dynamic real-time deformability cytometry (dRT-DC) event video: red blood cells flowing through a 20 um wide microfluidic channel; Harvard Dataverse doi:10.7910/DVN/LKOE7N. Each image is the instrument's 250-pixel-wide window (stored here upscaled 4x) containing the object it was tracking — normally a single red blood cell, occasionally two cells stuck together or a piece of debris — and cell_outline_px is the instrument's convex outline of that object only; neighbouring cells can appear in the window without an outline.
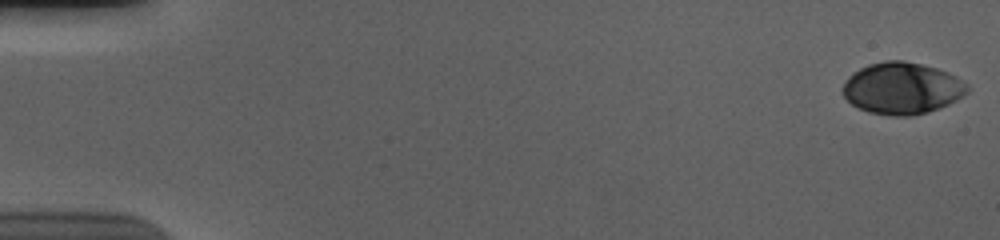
{"species": "human", "species_latin": "Homo sapiens", "temperature_condition": "cold", "stored_images_in_passage": 56, "camera_frame_rate_fps": 3000, "um_per_image_px": 0.085, "donor": {"sex": "male"}, "frame": {"image": 1, "passage_image": 1, "time_ms": 0.0, "image_size_px": [1000, 240], "cell_outline_px": [[968, 92], [956, 100], [940, 108], [928, 112], [908, 116], [892, 116], [868, 112], [852, 104], [844, 96], [844, 84], [848, 76], [852, 72], [868, 64], [884, 60], [904, 60], [936, 68], [948, 72], [956, 76], [968, 84]], "centroid_in_image_um": [76.68, 7.5], "position_along_channel_um": 8.3, "area_um2": 37.57}}
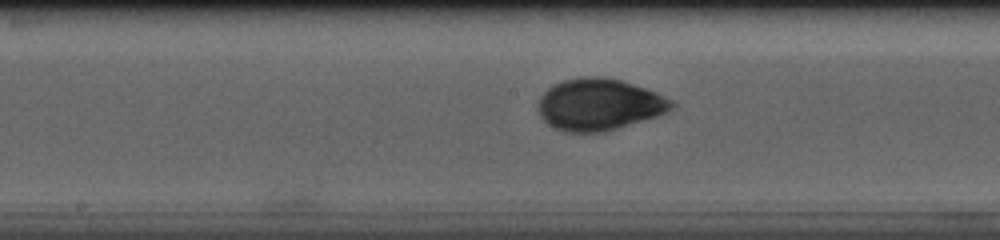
{"frame": {"image": 2, "passage_image": 30, "time_ms": 9.667, "image_size_px": [1000, 240], "cell_outline_px": [[676, 104], [672, 108], [656, 116], [604, 132], [564, 132], [548, 124], [540, 116], [536, 108], [540, 96], [552, 84], [564, 80], [580, 76], [604, 76], [620, 80], [656, 92], [672, 100]], "centroid_in_image_um": [50.88, 8.87], "position_along_channel_um": 197.3, "area_um2": 40.23}}
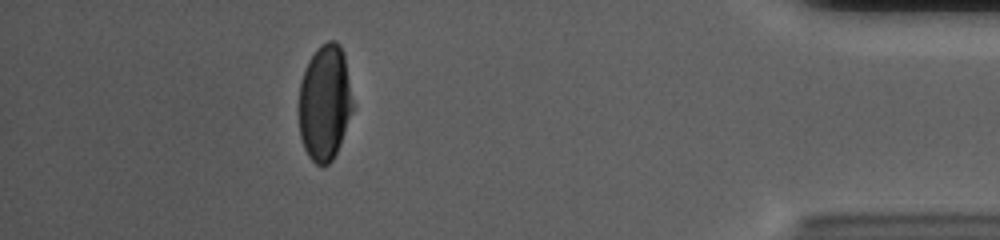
{"frame": {"image": 3, "passage_image": 51, "time_ms": 16.667, "image_size_px": [1000, 240], "cell_outline_px": [[356, 108], [340, 144], [332, 160], [328, 164], [316, 164], [308, 156], [304, 148], [300, 136], [300, 84], [308, 60], [316, 48], [320, 44], [328, 40], [336, 40], [340, 44], [344, 52], [356, 104]], "centroid_in_image_um": [27.67, 8.68], "position_along_channel_um": 407.5, "area_um2": 37.28}, "authors_computed_cell_mechanics": {"area_um2": 38.7549, "velocity_mm_per_s": 3.6818, "shape_relaxation_time_tau1_ms": 3.3975, "shape_relaxation_time_tau2_ms": 0.7151, "deformation_change_tau1": 0.1395, "deformation_change_tau2": 0.0322}}